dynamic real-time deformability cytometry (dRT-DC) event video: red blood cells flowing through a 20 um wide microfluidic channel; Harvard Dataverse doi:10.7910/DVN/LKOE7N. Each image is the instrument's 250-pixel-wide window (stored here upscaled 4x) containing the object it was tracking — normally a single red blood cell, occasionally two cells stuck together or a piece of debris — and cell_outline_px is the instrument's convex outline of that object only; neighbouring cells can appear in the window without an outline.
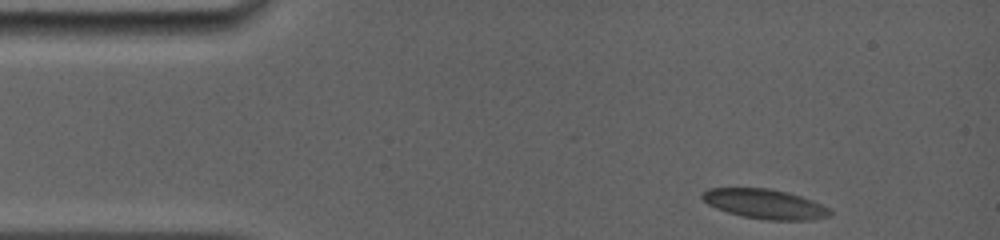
{"species": "common noctule bat (a hibernating species)", "species_latin": "Nyctalus noctula", "temperature_condition": "room temperature", "stored_images_in_passage": 8, "camera_frame_rate_fps": 5000, "um_per_image_px": 0.085, "animal": {"sex": "female", "body_mass_g": 19.0, "forearm_length_mm": 56.7}, "frame": {"image": 1, "passage_image": 1, "time_ms": 0.0, "image_size_px": [1000, 240], "cell_outline_px": [[832, 216], [812, 220], [764, 220], [744, 216], [728, 212], [716, 208], [708, 204], [700, 196], [708, 188], [768, 188], [788, 192], [812, 200], [828, 208], [832, 212]], "centroid_in_image_um": [65.04, 17.34], "position_along_channel_um": 20.0, "area_um2": 22.02}}
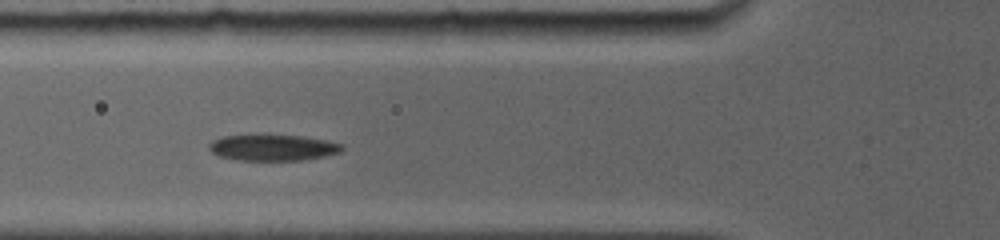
{"frame": {"image": 2, "passage_image": 5, "time_ms": 4.0, "image_size_px": [1000, 240], "cell_outline_px": [[344, 148], [340, 152], [324, 156], [304, 160], [236, 160], [220, 156], [212, 152], [208, 148], [208, 144], [212, 140], [220, 136], [264, 132], [300, 136], [324, 140], [344, 144]], "centroid_in_image_um": [23.13, 12.5], "position_along_channel_um": 102.7, "area_um2": 21.1}}
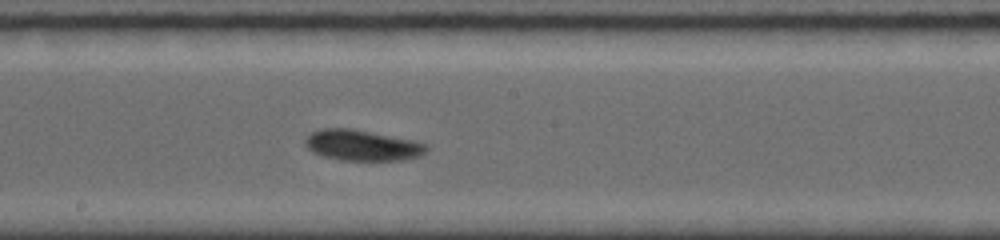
{"frame": {"image": 3, "passage_image": 8, "time_ms": 7.0, "image_size_px": [1000, 240], "cell_outline_px": [[428, 148], [420, 156], [400, 160], [340, 160], [324, 156], [312, 152], [304, 144], [304, 140], [312, 132], [320, 128], [352, 128], [416, 140], [428, 144]], "centroid_in_image_um": [30.79, 12.34], "position_along_channel_um": 217.4, "area_um2": 21.91}}